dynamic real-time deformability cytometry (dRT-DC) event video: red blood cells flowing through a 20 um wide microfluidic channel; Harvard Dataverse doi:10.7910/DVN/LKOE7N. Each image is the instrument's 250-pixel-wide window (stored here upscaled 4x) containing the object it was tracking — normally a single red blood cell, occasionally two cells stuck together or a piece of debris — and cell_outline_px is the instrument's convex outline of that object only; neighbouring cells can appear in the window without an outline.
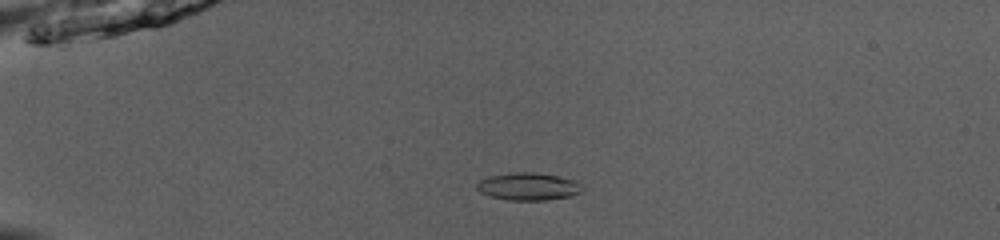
{"species": "common noctule bat (a hibernating species)", "species_latin": "Nyctalus noctula", "temperature_condition": "room temperature", "stored_images_in_passage": 51, "camera_frame_rate_fps": 3000, "um_per_image_px": 0.085, "animal": {"sex": "male", "body_mass_g": 13.0, "forearm_length_mm": 53.1}, "frame": {"image": 1, "passage_image": 14, "time_ms": 4.333, "image_size_px": [1000, 240], "cell_outline_px": [[584, 188], [580, 192], [572, 196], [544, 200], [508, 200], [492, 196], [480, 192], [476, 188], [476, 184], [480, 180], [488, 176], [516, 172], [532, 172], [556, 176], [576, 180], [584, 184]], "centroid_in_image_um": [44.94, 15.85], "position_along_channel_um": 40.1, "area_um2": 16.94}}
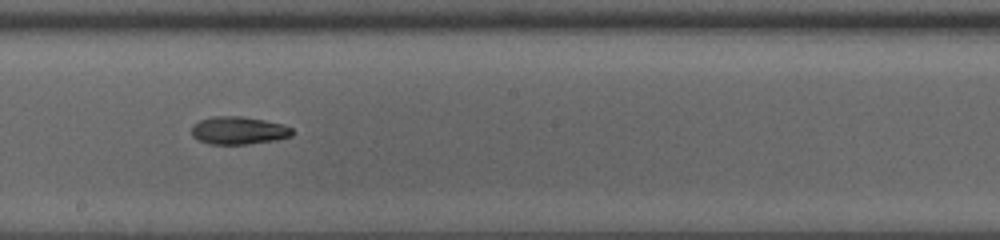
{"frame": {"image": 2, "passage_image": 31, "time_ms": 10.0, "image_size_px": [1000, 240], "cell_outline_px": [[296, 132], [292, 136], [276, 140], [248, 144], [208, 144], [192, 136], [192, 124], [200, 120], [212, 116], [240, 116], [264, 120], [284, 124], [292, 128]], "centroid_in_image_um": [20.31, 11.09], "position_along_channel_um": 227.9, "area_um2": 16.47}}
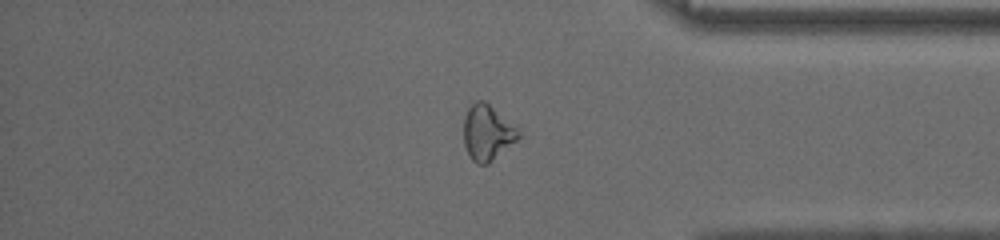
{"frame": {"image": 3, "passage_image": 44, "time_ms": 14.333, "image_size_px": [1000, 240], "cell_outline_px": [[520, 136], [516, 140], [488, 164], [476, 164], [472, 160], [464, 144], [464, 116], [468, 108], [476, 100], [484, 100], [516, 128]], "centroid_in_image_um": [41.38, 11.28], "position_along_channel_um": 393.8, "area_um2": 17.22}, "authors_computed_cell_mechanics": {"area_um2": 17.1666, "velocity_mm_per_s": 4.0526, "shape_relaxation_time_tau1_ms": 4.1348, "shape_relaxation_time_tau2_ms": null, "deformation_change_tau1": 0.1309, "deformation_change_tau2": null}}